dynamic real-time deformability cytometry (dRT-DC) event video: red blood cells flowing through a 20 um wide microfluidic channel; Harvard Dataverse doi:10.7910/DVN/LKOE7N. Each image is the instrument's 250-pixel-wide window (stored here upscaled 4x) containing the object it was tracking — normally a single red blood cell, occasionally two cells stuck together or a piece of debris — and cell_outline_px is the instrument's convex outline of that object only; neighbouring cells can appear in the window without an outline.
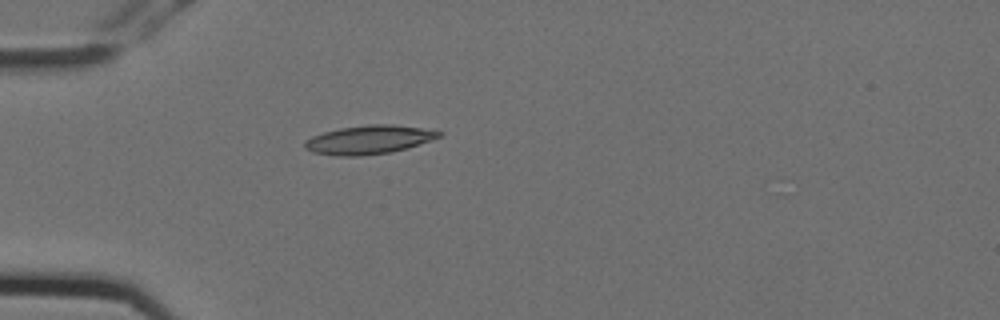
{"species": "Egyptian fruit bat (a non-hibernating species)", "species_latin": "Rousettus aegyptiacus", "temperature_condition": "cold", "stored_images_in_passage": 1, "camera_frame_rate_fps": 3000, "um_per_image_px": 0.085, "animal": {"sex": "female"}, "frame": {"image": 1, "passage_image": 1, "time_ms": 0.0, "image_size_px": [1000, 320], "cell_outline_px": [[444, 132], [440, 136], [408, 148], [392, 152], [360, 156], [340, 156], [312, 152], [304, 148], [304, 140], [312, 136], [324, 132], [340, 128], [368, 124], [392, 124], [420, 128]], "centroid_in_image_um": [31.32, 11.88], "position_along_channel_um": 53.7, "area_um2": 22.37}}